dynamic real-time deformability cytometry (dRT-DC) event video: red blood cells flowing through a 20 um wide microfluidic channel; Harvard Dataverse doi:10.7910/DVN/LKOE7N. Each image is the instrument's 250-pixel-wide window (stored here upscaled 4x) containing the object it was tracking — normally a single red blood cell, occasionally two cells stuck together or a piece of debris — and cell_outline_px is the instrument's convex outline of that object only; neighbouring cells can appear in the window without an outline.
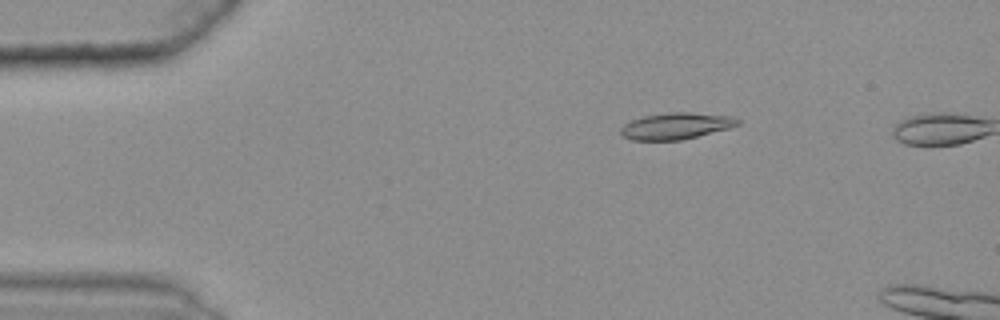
{"species": "common noctule bat (a hibernating species)", "species_latin": "Nyctalus noctula", "temperature_condition": "warm", "stored_images_in_passage": 41, "camera_frame_rate_fps": 3000, "um_per_image_px": 0.085, "animal": {"sex": "female", "body_mass_g": 25.1}, "frame": {"image": 1, "passage_image": 1, "time_ms": 0.0, "image_size_px": [1000, 320], "cell_outline_px": [[740, 124], [728, 128], [680, 140], [632, 140], [620, 136], [620, 128], [624, 124], [632, 120], [644, 116], [672, 112], [688, 112], [732, 116], [740, 120]], "centroid_in_image_um": [57.42, 10.71], "position_along_channel_um": 27.6, "area_um2": 17.92}}
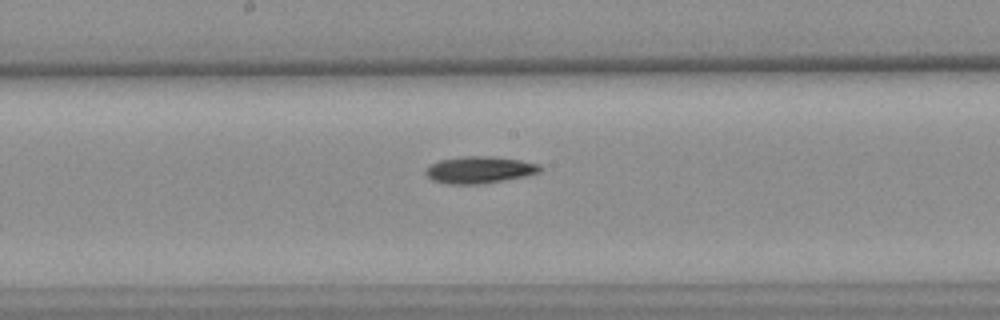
{"frame": {"image": 2, "passage_image": 21, "time_ms": 6.667, "image_size_px": [1000, 320], "cell_outline_px": [[544, 168], [540, 172], [524, 176], [476, 184], [448, 184], [432, 180], [424, 172], [428, 164], [440, 160], [464, 156], [492, 156], [520, 160], [540, 164]], "centroid_in_image_um": [40.73, 14.42], "position_along_channel_um": 207.5, "area_um2": 17.86}}
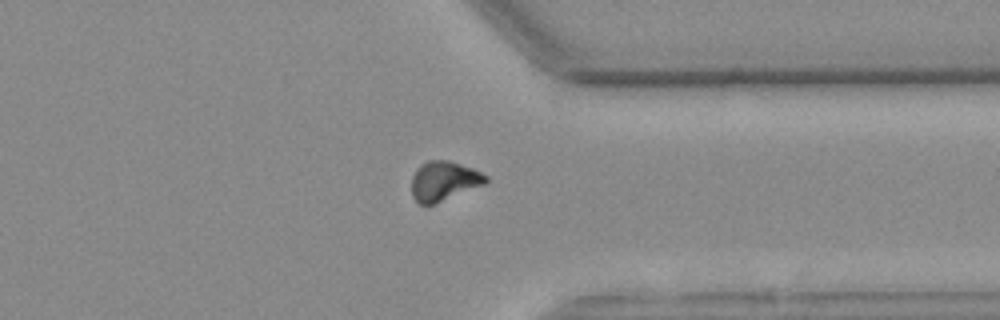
{"frame": {"image": 3, "passage_image": 35, "time_ms": 11.333, "image_size_px": [1000, 320], "cell_outline_px": [[488, 180], [484, 184], [424, 208], [412, 196], [412, 176], [416, 168], [420, 164], [428, 160], [448, 160], [472, 168], [488, 176]], "centroid_in_image_um": [37.69, 15.39], "position_along_channel_um": 373.7, "area_um2": 17.17}}